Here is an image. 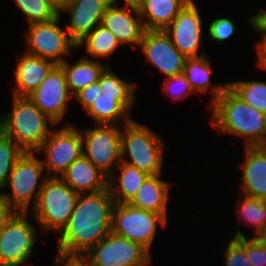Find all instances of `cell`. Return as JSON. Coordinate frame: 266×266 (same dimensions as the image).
<instances>
[{
	"label": "cell",
	"mask_w": 266,
	"mask_h": 266,
	"mask_svg": "<svg viewBox=\"0 0 266 266\" xmlns=\"http://www.w3.org/2000/svg\"><path fill=\"white\" fill-rule=\"evenodd\" d=\"M115 201L110 189L79 194L67 225L60 232L57 257L80 259L111 232Z\"/></svg>",
	"instance_id": "6da1fadb"
},
{
	"label": "cell",
	"mask_w": 266,
	"mask_h": 266,
	"mask_svg": "<svg viewBox=\"0 0 266 266\" xmlns=\"http://www.w3.org/2000/svg\"><path fill=\"white\" fill-rule=\"evenodd\" d=\"M211 104L212 127L243 137L245 147L266 146V114L244 102L228 86Z\"/></svg>",
	"instance_id": "7a4b0ae2"
},
{
	"label": "cell",
	"mask_w": 266,
	"mask_h": 266,
	"mask_svg": "<svg viewBox=\"0 0 266 266\" xmlns=\"http://www.w3.org/2000/svg\"><path fill=\"white\" fill-rule=\"evenodd\" d=\"M12 112L0 117V129L24 152H37L52 130L43 114L28 97L12 96Z\"/></svg>",
	"instance_id": "3957f363"
},
{
	"label": "cell",
	"mask_w": 266,
	"mask_h": 266,
	"mask_svg": "<svg viewBox=\"0 0 266 266\" xmlns=\"http://www.w3.org/2000/svg\"><path fill=\"white\" fill-rule=\"evenodd\" d=\"M123 126L121 161L148 175L161 174L164 153V142L161 137L133 119ZM127 155L130 160L126 159Z\"/></svg>",
	"instance_id": "277c9868"
},
{
	"label": "cell",
	"mask_w": 266,
	"mask_h": 266,
	"mask_svg": "<svg viewBox=\"0 0 266 266\" xmlns=\"http://www.w3.org/2000/svg\"><path fill=\"white\" fill-rule=\"evenodd\" d=\"M79 194L60 177H48L44 183L32 216L43 231H58L67 225Z\"/></svg>",
	"instance_id": "5b68a950"
},
{
	"label": "cell",
	"mask_w": 266,
	"mask_h": 266,
	"mask_svg": "<svg viewBox=\"0 0 266 266\" xmlns=\"http://www.w3.org/2000/svg\"><path fill=\"white\" fill-rule=\"evenodd\" d=\"M35 152H24L16 161L4 187L12 189L11 193L0 194L18 211L28 212L30 201L35 206L39 193L48 179L44 177V166L42 160L34 156ZM43 177L40 180V177Z\"/></svg>",
	"instance_id": "8992f818"
},
{
	"label": "cell",
	"mask_w": 266,
	"mask_h": 266,
	"mask_svg": "<svg viewBox=\"0 0 266 266\" xmlns=\"http://www.w3.org/2000/svg\"><path fill=\"white\" fill-rule=\"evenodd\" d=\"M80 259L87 266H146L152 261L142 244L112 232Z\"/></svg>",
	"instance_id": "52a82bcc"
},
{
	"label": "cell",
	"mask_w": 266,
	"mask_h": 266,
	"mask_svg": "<svg viewBox=\"0 0 266 266\" xmlns=\"http://www.w3.org/2000/svg\"><path fill=\"white\" fill-rule=\"evenodd\" d=\"M121 129L119 124H97L92 129H80L83 155L108 177L114 176L115 167L121 163Z\"/></svg>",
	"instance_id": "ba28073f"
},
{
	"label": "cell",
	"mask_w": 266,
	"mask_h": 266,
	"mask_svg": "<svg viewBox=\"0 0 266 266\" xmlns=\"http://www.w3.org/2000/svg\"><path fill=\"white\" fill-rule=\"evenodd\" d=\"M165 226L166 220L158 213L132 206L115 204L112 211L111 232L142 244L150 249L157 233V225Z\"/></svg>",
	"instance_id": "9c48e42d"
},
{
	"label": "cell",
	"mask_w": 266,
	"mask_h": 266,
	"mask_svg": "<svg viewBox=\"0 0 266 266\" xmlns=\"http://www.w3.org/2000/svg\"><path fill=\"white\" fill-rule=\"evenodd\" d=\"M60 16L28 25L26 53L59 65L66 60L64 56L71 54L72 49H77V44L69 37L67 30L59 27Z\"/></svg>",
	"instance_id": "30bf717a"
},
{
	"label": "cell",
	"mask_w": 266,
	"mask_h": 266,
	"mask_svg": "<svg viewBox=\"0 0 266 266\" xmlns=\"http://www.w3.org/2000/svg\"><path fill=\"white\" fill-rule=\"evenodd\" d=\"M77 129L69 123L59 130H52L37 150L36 153H45V160L42 162L48 177H59L83 155L81 131Z\"/></svg>",
	"instance_id": "8fae6325"
},
{
	"label": "cell",
	"mask_w": 266,
	"mask_h": 266,
	"mask_svg": "<svg viewBox=\"0 0 266 266\" xmlns=\"http://www.w3.org/2000/svg\"><path fill=\"white\" fill-rule=\"evenodd\" d=\"M26 215L17 212L0 232V266H20L31 257L37 232Z\"/></svg>",
	"instance_id": "7c38bea8"
},
{
	"label": "cell",
	"mask_w": 266,
	"mask_h": 266,
	"mask_svg": "<svg viewBox=\"0 0 266 266\" xmlns=\"http://www.w3.org/2000/svg\"><path fill=\"white\" fill-rule=\"evenodd\" d=\"M27 97L43 114L58 125L64 118L67 103L72 100L73 95L69 91L63 69L56 65Z\"/></svg>",
	"instance_id": "4fadbf2b"
},
{
	"label": "cell",
	"mask_w": 266,
	"mask_h": 266,
	"mask_svg": "<svg viewBox=\"0 0 266 266\" xmlns=\"http://www.w3.org/2000/svg\"><path fill=\"white\" fill-rule=\"evenodd\" d=\"M139 48L166 78L184 72L187 58L174 46L165 30H145Z\"/></svg>",
	"instance_id": "5bb4252c"
},
{
	"label": "cell",
	"mask_w": 266,
	"mask_h": 266,
	"mask_svg": "<svg viewBox=\"0 0 266 266\" xmlns=\"http://www.w3.org/2000/svg\"><path fill=\"white\" fill-rule=\"evenodd\" d=\"M174 46L186 57L206 55L199 48L202 40V19L198 7L191 0L165 29Z\"/></svg>",
	"instance_id": "9a60e30c"
},
{
	"label": "cell",
	"mask_w": 266,
	"mask_h": 266,
	"mask_svg": "<svg viewBox=\"0 0 266 266\" xmlns=\"http://www.w3.org/2000/svg\"><path fill=\"white\" fill-rule=\"evenodd\" d=\"M110 0H71L62 10L68 12L70 21L66 30L78 45L97 25L101 24Z\"/></svg>",
	"instance_id": "2e32d148"
},
{
	"label": "cell",
	"mask_w": 266,
	"mask_h": 266,
	"mask_svg": "<svg viewBox=\"0 0 266 266\" xmlns=\"http://www.w3.org/2000/svg\"><path fill=\"white\" fill-rule=\"evenodd\" d=\"M101 24L116 37L121 46L129 44L136 48L140 45L145 32L139 11L119 8L113 4L106 9Z\"/></svg>",
	"instance_id": "e0dca14e"
},
{
	"label": "cell",
	"mask_w": 266,
	"mask_h": 266,
	"mask_svg": "<svg viewBox=\"0 0 266 266\" xmlns=\"http://www.w3.org/2000/svg\"><path fill=\"white\" fill-rule=\"evenodd\" d=\"M60 178L78 194L99 192L109 186V177L84 155L76 159Z\"/></svg>",
	"instance_id": "ac0fdd59"
},
{
	"label": "cell",
	"mask_w": 266,
	"mask_h": 266,
	"mask_svg": "<svg viewBox=\"0 0 266 266\" xmlns=\"http://www.w3.org/2000/svg\"><path fill=\"white\" fill-rule=\"evenodd\" d=\"M242 195L266 200V146H246Z\"/></svg>",
	"instance_id": "d6986e66"
},
{
	"label": "cell",
	"mask_w": 266,
	"mask_h": 266,
	"mask_svg": "<svg viewBox=\"0 0 266 266\" xmlns=\"http://www.w3.org/2000/svg\"><path fill=\"white\" fill-rule=\"evenodd\" d=\"M56 64L48 59H42L26 53L19 57L15 69L16 87L12 89V95L27 97L46 78Z\"/></svg>",
	"instance_id": "ffe728a7"
},
{
	"label": "cell",
	"mask_w": 266,
	"mask_h": 266,
	"mask_svg": "<svg viewBox=\"0 0 266 266\" xmlns=\"http://www.w3.org/2000/svg\"><path fill=\"white\" fill-rule=\"evenodd\" d=\"M135 101V97H108L101 94L85 112L96 124L116 125L121 120L126 124L132 120L128 116Z\"/></svg>",
	"instance_id": "44dd1931"
},
{
	"label": "cell",
	"mask_w": 266,
	"mask_h": 266,
	"mask_svg": "<svg viewBox=\"0 0 266 266\" xmlns=\"http://www.w3.org/2000/svg\"><path fill=\"white\" fill-rule=\"evenodd\" d=\"M158 175H149L134 198L129 202L134 207L160 214L167 221V202L169 183L159 179Z\"/></svg>",
	"instance_id": "7402d4cb"
},
{
	"label": "cell",
	"mask_w": 266,
	"mask_h": 266,
	"mask_svg": "<svg viewBox=\"0 0 266 266\" xmlns=\"http://www.w3.org/2000/svg\"><path fill=\"white\" fill-rule=\"evenodd\" d=\"M191 0H145L139 11L145 30H165Z\"/></svg>",
	"instance_id": "603a6c76"
},
{
	"label": "cell",
	"mask_w": 266,
	"mask_h": 266,
	"mask_svg": "<svg viewBox=\"0 0 266 266\" xmlns=\"http://www.w3.org/2000/svg\"><path fill=\"white\" fill-rule=\"evenodd\" d=\"M59 66L63 69L69 91L73 96L98 81L100 75L108 67V65L105 66L100 61L89 59L87 55H83L72 65L65 60Z\"/></svg>",
	"instance_id": "cb8c5ba5"
},
{
	"label": "cell",
	"mask_w": 266,
	"mask_h": 266,
	"mask_svg": "<svg viewBox=\"0 0 266 266\" xmlns=\"http://www.w3.org/2000/svg\"><path fill=\"white\" fill-rule=\"evenodd\" d=\"M183 73L196 94L206 93L208 88H211L212 102L220 97L227 87V83L223 86L211 85V64L207 55L187 58Z\"/></svg>",
	"instance_id": "d4e9b609"
},
{
	"label": "cell",
	"mask_w": 266,
	"mask_h": 266,
	"mask_svg": "<svg viewBox=\"0 0 266 266\" xmlns=\"http://www.w3.org/2000/svg\"><path fill=\"white\" fill-rule=\"evenodd\" d=\"M118 168L120 176L118 177L117 187L114 185L115 178L109 177L108 188L116 204L129 203L149 175L122 161Z\"/></svg>",
	"instance_id": "484cf974"
},
{
	"label": "cell",
	"mask_w": 266,
	"mask_h": 266,
	"mask_svg": "<svg viewBox=\"0 0 266 266\" xmlns=\"http://www.w3.org/2000/svg\"><path fill=\"white\" fill-rule=\"evenodd\" d=\"M85 42V52L92 58L110 57L121 46L116 37L102 24L97 25L77 45V48Z\"/></svg>",
	"instance_id": "4316f807"
},
{
	"label": "cell",
	"mask_w": 266,
	"mask_h": 266,
	"mask_svg": "<svg viewBox=\"0 0 266 266\" xmlns=\"http://www.w3.org/2000/svg\"><path fill=\"white\" fill-rule=\"evenodd\" d=\"M227 86L244 102L266 114V82L232 81Z\"/></svg>",
	"instance_id": "83f0119b"
},
{
	"label": "cell",
	"mask_w": 266,
	"mask_h": 266,
	"mask_svg": "<svg viewBox=\"0 0 266 266\" xmlns=\"http://www.w3.org/2000/svg\"><path fill=\"white\" fill-rule=\"evenodd\" d=\"M236 204L238 217L247 225L254 227L255 233L266 225V200L240 194ZM243 197V198H242Z\"/></svg>",
	"instance_id": "f1b7e54d"
},
{
	"label": "cell",
	"mask_w": 266,
	"mask_h": 266,
	"mask_svg": "<svg viewBox=\"0 0 266 266\" xmlns=\"http://www.w3.org/2000/svg\"><path fill=\"white\" fill-rule=\"evenodd\" d=\"M24 151L0 129V191Z\"/></svg>",
	"instance_id": "f546056e"
},
{
	"label": "cell",
	"mask_w": 266,
	"mask_h": 266,
	"mask_svg": "<svg viewBox=\"0 0 266 266\" xmlns=\"http://www.w3.org/2000/svg\"><path fill=\"white\" fill-rule=\"evenodd\" d=\"M23 16L26 17L28 25L52 20L59 13L47 0H13Z\"/></svg>",
	"instance_id": "4dcf8cb0"
},
{
	"label": "cell",
	"mask_w": 266,
	"mask_h": 266,
	"mask_svg": "<svg viewBox=\"0 0 266 266\" xmlns=\"http://www.w3.org/2000/svg\"><path fill=\"white\" fill-rule=\"evenodd\" d=\"M100 87L103 96L108 97H135L137 83L127 82L112 71L109 66L100 75Z\"/></svg>",
	"instance_id": "1f68e13d"
},
{
	"label": "cell",
	"mask_w": 266,
	"mask_h": 266,
	"mask_svg": "<svg viewBox=\"0 0 266 266\" xmlns=\"http://www.w3.org/2000/svg\"><path fill=\"white\" fill-rule=\"evenodd\" d=\"M224 252L226 266H252L245 252V236L239 230L230 239Z\"/></svg>",
	"instance_id": "d6a6232c"
},
{
	"label": "cell",
	"mask_w": 266,
	"mask_h": 266,
	"mask_svg": "<svg viewBox=\"0 0 266 266\" xmlns=\"http://www.w3.org/2000/svg\"><path fill=\"white\" fill-rule=\"evenodd\" d=\"M163 86V92L169 94L175 101L185 99L192 92L195 94L184 73L167 77Z\"/></svg>",
	"instance_id": "836d02e7"
},
{
	"label": "cell",
	"mask_w": 266,
	"mask_h": 266,
	"mask_svg": "<svg viewBox=\"0 0 266 266\" xmlns=\"http://www.w3.org/2000/svg\"><path fill=\"white\" fill-rule=\"evenodd\" d=\"M234 32V23L228 18H216L208 27L210 38L219 43L229 39Z\"/></svg>",
	"instance_id": "e575fe53"
},
{
	"label": "cell",
	"mask_w": 266,
	"mask_h": 266,
	"mask_svg": "<svg viewBox=\"0 0 266 266\" xmlns=\"http://www.w3.org/2000/svg\"><path fill=\"white\" fill-rule=\"evenodd\" d=\"M245 252L252 266H266V249L245 237Z\"/></svg>",
	"instance_id": "d590c367"
},
{
	"label": "cell",
	"mask_w": 266,
	"mask_h": 266,
	"mask_svg": "<svg viewBox=\"0 0 266 266\" xmlns=\"http://www.w3.org/2000/svg\"><path fill=\"white\" fill-rule=\"evenodd\" d=\"M249 23L261 35V41L257 43V65L266 70V28L254 17L250 16Z\"/></svg>",
	"instance_id": "8d00e7d4"
},
{
	"label": "cell",
	"mask_w": 266,
	"mask_h": 266,
	"mask_svg": "<svg viewBox=\"0 0 266 266\" xmlns=\"http://www.w3.org/2000/svg\"><path fill=\"white\" fill-rule=\"evenodd\" d=\"M101 87H100V78L98 81L90 84L88 87L80 90L78 93H76L73 98L76 99V101L80 102L83 109L86 111L91 104L97 99L99 95H101Z\"/></svg>",
	"instance_id": "74e56055"
},
{
	"label": "cell",
	"mask_w": 266,
	"mask_h": 266,
	"mask_svg": "<svg viewBox=\"0 0 266 266\" xmlns=\"http://www.w3.org/2000/svg\"><path fill=\"white\" fill-rule=\"evenodd\" d=\"M18 211L0 194V232Z\"/></svg>",
	"instance_id": "f35d334b"
},
{
	"label": "cell",
	"mask_w": 266,
	"mask_h": 266,
	"mask_svg": "<svg viewBox=\"0 0 266 266\" xmlns=\"http://www.w3.org/2000/svg\"><path fill=\"white\" fill-rule=\"evenodd\" d=\"M54 264L53 266H87L81 259H64L57 256Z\"/></svg>",
	"instance_id": "ab89813d"
},
{
	"label": "cell",
	"mask_w": 266,
	"mask_h": 266,
	"mask_svg": "<svg viewBox=\"0 0 266 266\" xmlns=\"http://www.w3.org/2000/svg\"><path fill=\"white\" fill-rule=\"evenodd\" d=\"M116 1L118 0H110L111 4L117 5ZM145 0H125V5L122 6L123 8H129V9H134L136 11H140L144 4Z\"/></svg>",
	"instance_id": "60d3db41"
},
{
	"label": "cell",
	"mask_w": 266,
	"mask_h": 266,
	"mask_svg": "<svg viewBox=\"0 0 266 266\" xmlns=\"http://www.w3.org/2000/svg\"><path fill=\"white\" fill-rule=\"evenodd\" d=\"M258 245L266 249V225L251 237Z\"/></svg>",
	"instance_id": "b9f144b4"
},
{
	"label": "cell",
	"mask_w": 266,
	"mask_h": 266,
	"mask_svg": "<svg viewBox=\"0 0 266 266\" xmlns=\"http://www.w3.org/2000/svg\"><path fill=\"white\" fill-rule=\"evenodd\" d=\"M54 9L60 14V12L71 2V0H47Z\"/></svg>",
	"instance_id": "7bdbcfd3"
},
{
	"label": "cell",
	"mask_w": 266,
	"mask_h": 266,
	"mask_svg": "<svg viewBox=\"0 0 266 266\" xmlns=\"http://www.w3.org/2000/svg\"><path fill=\"white\" fill-rule=\"evenodd\" d=\"M253 16L266 28V9Z\"/></svg>",
	"instance_id": "ee69618b"
}]
</instances>
